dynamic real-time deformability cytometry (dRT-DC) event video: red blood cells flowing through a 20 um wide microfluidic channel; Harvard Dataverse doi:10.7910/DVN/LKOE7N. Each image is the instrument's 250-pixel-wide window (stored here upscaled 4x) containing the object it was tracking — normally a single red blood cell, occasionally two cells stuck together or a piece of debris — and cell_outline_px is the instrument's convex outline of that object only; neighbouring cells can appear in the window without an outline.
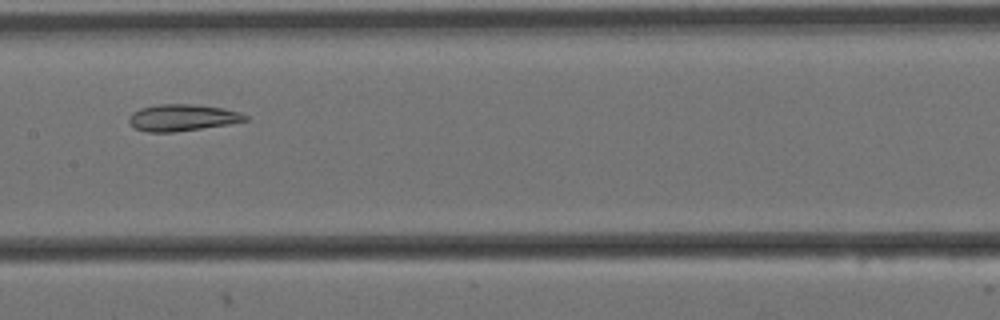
{"species": "Egyptian fruit bat (a non-hibernating species)", "species_latin": "Rousettus aegyptiacus", "temperature_condition": "cold", "stored_images_in_passage": 8, "camera_frame_rate_fps": 3000, "um_per_image_px": 0.085, "animal": {"sex": "female"}, "frame": {"image": 1, "passage_image": 4, "time_ms": 1.0, "image_size_px": [1000, 320], "cell_outline_px": [[248, 120], [228, 124], [176, 132], [148, 132], [136, 128], [128, 120], [132, 112], [140, 108], [160, 104], [192, 104], [220, 108], [240, 112], [248, 116]], "centroid_in_image_um": [15.5, 10.0], "position_along_channel_um": 191.9, "area_um2": 17.86}}
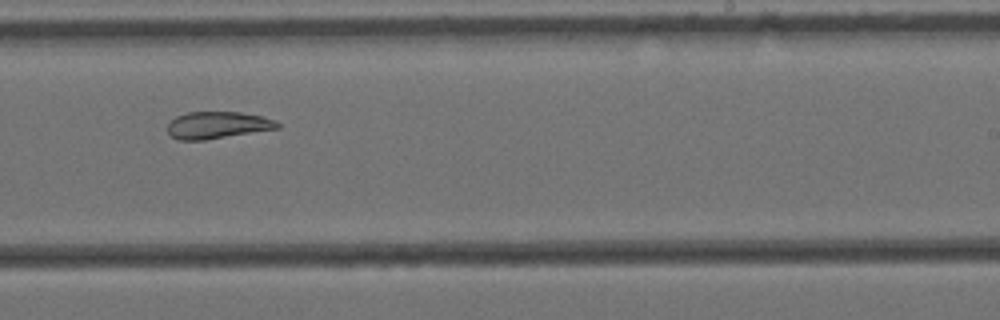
{"frame": {"image": 2, "passage_image": 6, "time_ms": 1.667, "image_size_px": [1000, 320], "cell_outline_px": [[280, 128], [204, 140], [176, 140], [168, 132], [168, 124], [176, 116], [188, 112], [240, 112], [260, 116], [276, 120], [280, 124]], "centroid_in_image_um": [18.49, 10.64], "position_along_channel_um": 270.5, "area_um2": 17.22}}
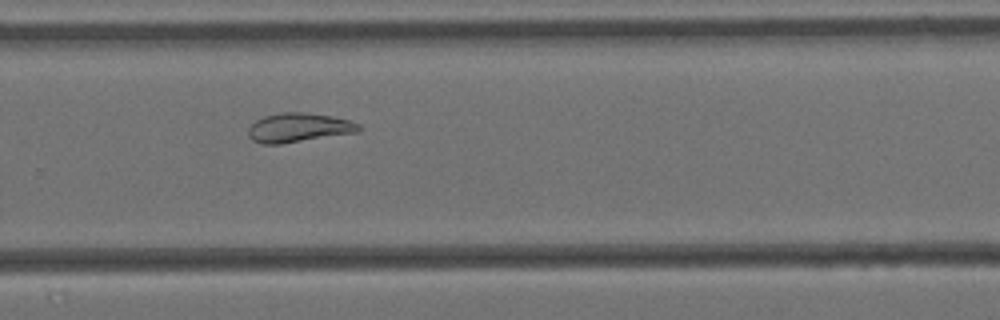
{"frame": {"image": 3, "passage_image": 7, "time_ms": 2.0, "image_size_px": [1000, 320], "cell_outline_px": [[360, 128], [356, 132], [280, 144], [264, 144], [252, 140], [248, 136], [248, 128], [256, 120], [264, 116], [280, 112], [304, 112], [332, 116], [348, 120], [360, 124]], "centroid_in_image_um": [25.34, 10.84], "position_along_channel_um": 304.5, "area_um2": 18.61}}